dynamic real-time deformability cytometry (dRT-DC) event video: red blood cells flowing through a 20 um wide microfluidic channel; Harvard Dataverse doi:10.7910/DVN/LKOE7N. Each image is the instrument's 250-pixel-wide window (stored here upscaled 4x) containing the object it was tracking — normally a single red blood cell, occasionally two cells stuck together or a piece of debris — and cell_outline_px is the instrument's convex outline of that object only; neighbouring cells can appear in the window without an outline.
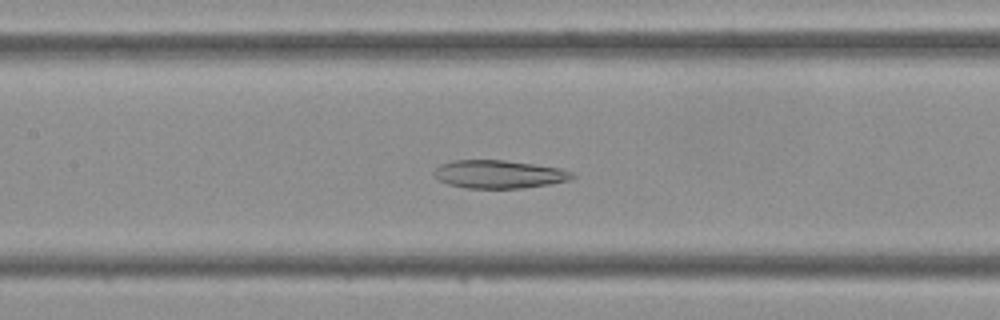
{"species": "Egyptian fruit bat (a non-hibernating species)", "species_latin": "Rousettus aegyptiacus", "temperature_condition": "cold", "stored_images_in_passage": 44, "camera_frame_rate_fps": 3000, "um_per_image_px": 0.085, "frame": {"image": 1, "passage_image": 20, "time_ms": 6.333, "image_size_px": [1000, 320], "cell_outline_px": [[576, 176], [568, 180], [552, 184], [520, 188], [464, 188], [448, 184], [440, 180], [432, 172], [440, 164], [452, 160], [504, 160], [560, 168], [572, 172]], "centroid_in_image_um": [42.4, 14.81], "position_along_channel_um": 165.0, "area_um2": 22.6}}
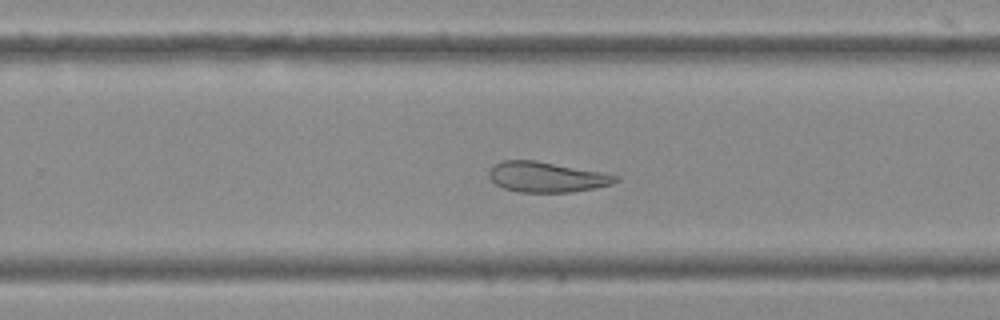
{"frame": {"image": 2, "passage_image": 28, "time_ms": 9.0, "image_size_px": [1000, 320], "cell_outline_px": [[620, 180], [612, 184], [572, 192], [520, 192], [504, 188], [496, 184], [488, 176], [488, 172], [500, 160], [536, 160], [604, 172], [620, 176]], "centroid_in_image_um": [46.49, 15.03], "position_along_channel_um": 283.3, "area_um2": 22.43}}
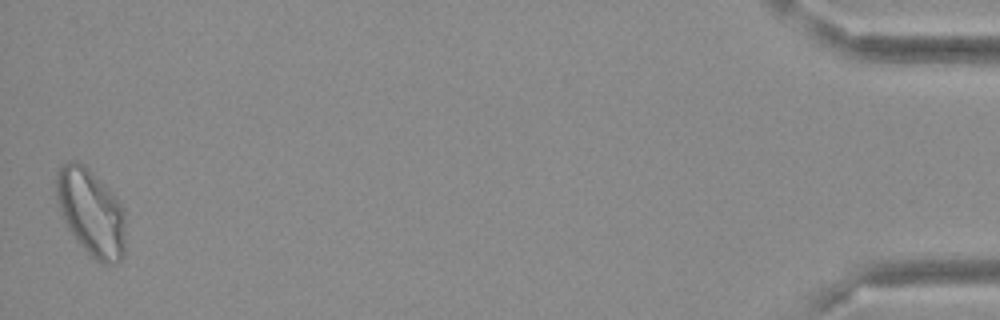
{"frame": {"image": 3, "passage_image": 44, "time_ms": 14.333, "image_size_px": [1000, 320], "cell_outline_px": [[124, 252], [120, 260], [112, 264], [100, 264], [76, 240], [68, 228], [60, 212], [56, 196], [56, 172], [68, 160], [76, 160], [84, 164], [116, 196], [124, 208]], "centroid_in_image_um": [7.73, 18.03], "position_along_channel_um": 427.5, "area_um2": 34.97}}